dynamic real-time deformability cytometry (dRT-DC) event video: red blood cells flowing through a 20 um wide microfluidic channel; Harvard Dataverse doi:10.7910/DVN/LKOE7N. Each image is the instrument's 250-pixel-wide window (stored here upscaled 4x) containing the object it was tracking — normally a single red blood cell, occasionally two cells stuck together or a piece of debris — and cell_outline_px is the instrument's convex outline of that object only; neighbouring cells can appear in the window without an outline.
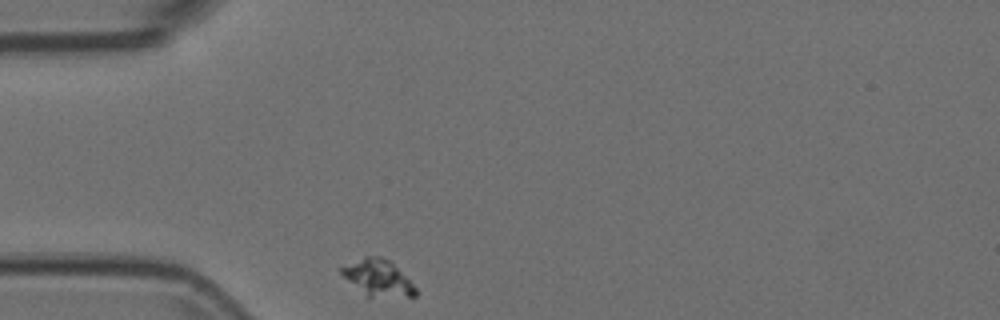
{"species": "Egyptian fruit bat (a non-hibernating species)", "species_latin": "Rousettus aegyptiacus", "temperature_condition": "room temperature", "stored_images_in_passage": 33, "camera_frame_rate_fps": 3000, "um_per_image_px": 0.085, "animal": {"sex": "female"}, "frame": {"image": 1, "passage_image": 1, "time_ms": 0.0, "image_size_px": [1000, 320], "cell_outline_px": [[416, 296], [368, 296], [348, 280], [340, 272], [340, 268], [364, 256], [380, 256], [392, 260], [416, 288]], "centroid_in_image_um": [32.16, 23.57], "position_along_channel_um": 52.8, "area_um2": 15.32}}
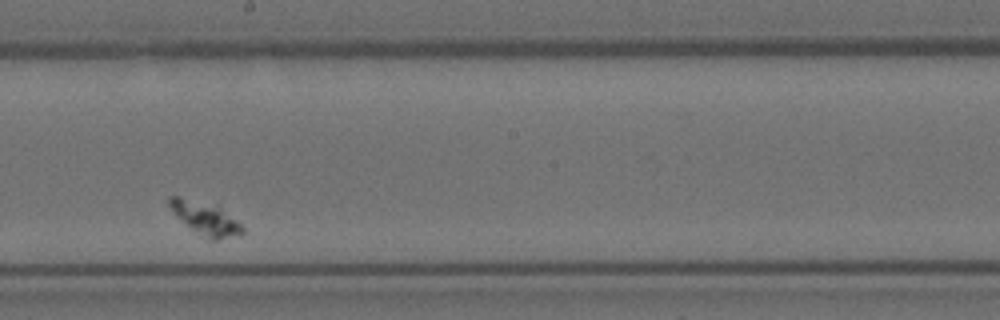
{"frame": {"image": 2, "passage_image": 19, "time_ms": 6.0, "image_size_px": [1000, 320], "cell_outline_px": [[244, 232], [240, 236], [216, 240], [212, 240], [188, 228], [168, 204], [168, 196], [180, 196], [216, 204], [240, 224], [244, 228]], "centroid_in_image_um": [17.47, 18.55], "position_along_channel_um": 230.7, "area_um2": 14.1}}
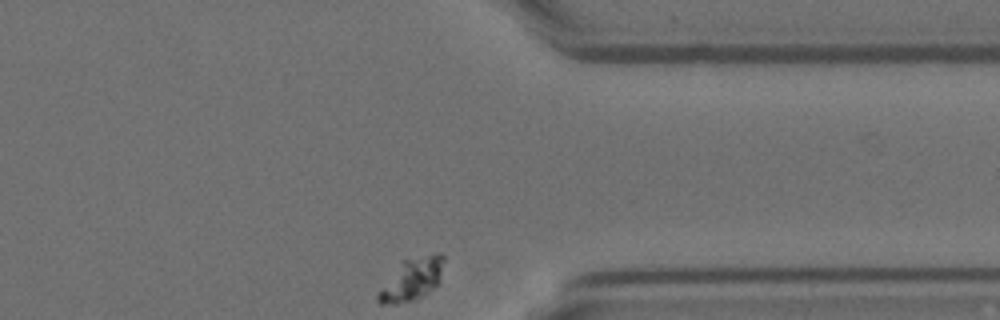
{"frame": {"image": 3, "passage_image": 33, "time_ms": 10.667, "image_size_px": [1000, 320], "cell_outline_px": [[444, 260], [436, 284], [428, 292], [416, 300], [396, 304], [380, 304], [376, 300], [376, 292], [404, 260], [440, 252], [444, 256]], "centroid_in_image_um": [34.96, 23.78], "position_along_channel_um": 376.4, "area_um2": 15.78}}